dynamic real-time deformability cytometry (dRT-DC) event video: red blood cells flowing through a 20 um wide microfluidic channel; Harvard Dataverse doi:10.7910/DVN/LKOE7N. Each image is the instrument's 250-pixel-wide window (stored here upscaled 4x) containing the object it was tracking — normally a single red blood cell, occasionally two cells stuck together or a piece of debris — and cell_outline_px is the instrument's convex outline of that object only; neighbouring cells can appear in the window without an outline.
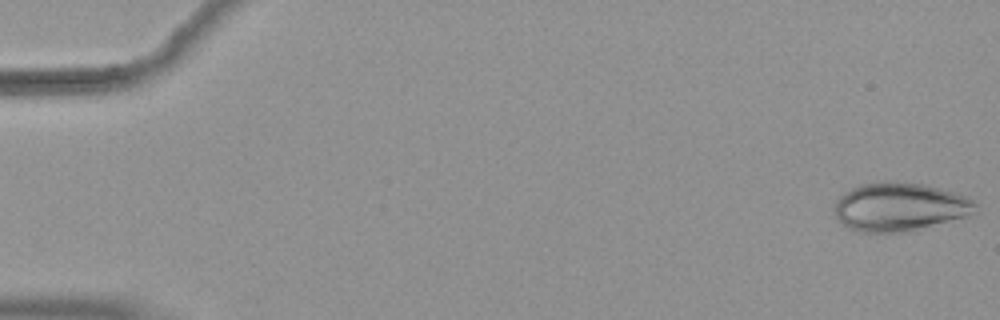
{"species": "common noctule bat (a hibernating species)", "species_latin": "Nyctalus noctula", "temperature_condition": "warm", "stored_images_in_passage": 54, "camera_frame_rate_fps": 3000, "um_per_image_px": 0.085, "animal": {"sex": "female", "body_mass_g": 19.9}, "frame": {"image": 1, "passage_image": 1, "time_ms": 0.0, "image_size_px": [1000, 320], "cell_outline_px": [[980, 212], [968, 216], [904, 232], [860, 232], [848, 228], [836, 216], [832, 208], [836, 200], [844, 192], [860, 184], [888, 180], [924, 184], [952, 192], [964, 196], [972, 200], [976, 204]], "centroid_in_image_um": [76.46, 17.57], "position_along_channel_um": 8.5, "area_um2": 39.94}}
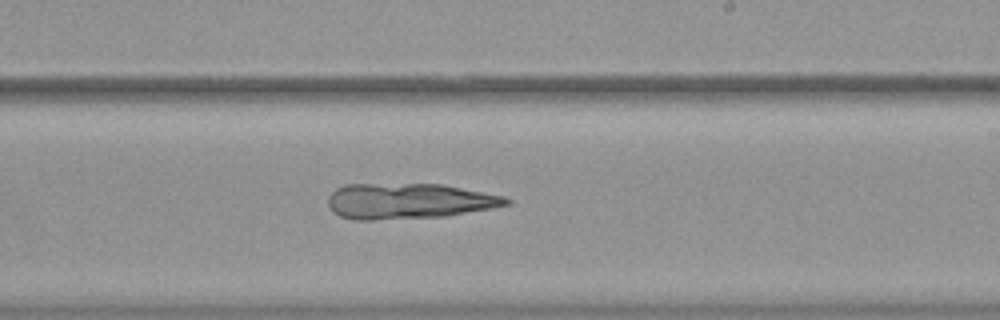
{"frame": {"image": 2, "passage_image": 33, "time_ms": 10.667, "image_size_px": [1000, 320], "cell_outline_px": [[512, 204], [492, 208], [444, 216], [372, 220], [352, 220], [340, 216], [332, 212], [328, 204], [328, 196], [336, 188], [344, 184], [444, 184], [504, 196], [512, 200]], "centroid_in_image_um": [34.73, 17.09], "position_along_channel_um": 254.3, "area_um2": 37.17}}
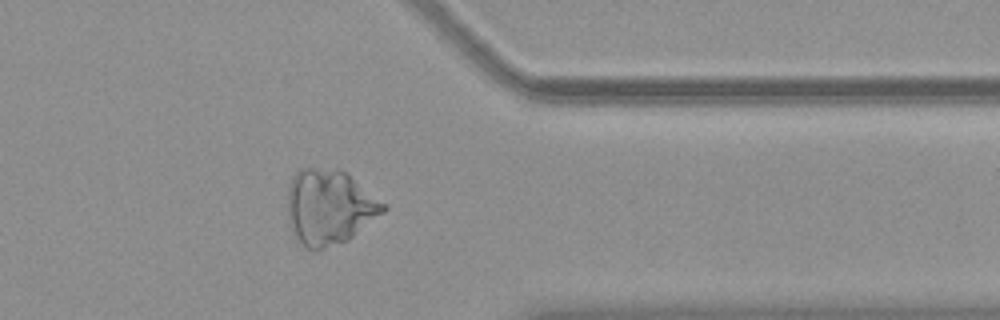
{"frame": {"image": 3, "passage_image": 44, "time_ms": 14.333, "image_size_px": [1000, 320], "cell_outline_px": [[388, 208], [384, 212], [348, 240], [316, 252], [304, 248], [296, 236], [292, 228], [288, 216], [288, 184], [292, 176], [300, 168], [340, 168], [388, 204]], "centroid_in_image_um": [28.01, 17.6], "position_along_channel_um": 383.4, "area_um2": 42.31}}